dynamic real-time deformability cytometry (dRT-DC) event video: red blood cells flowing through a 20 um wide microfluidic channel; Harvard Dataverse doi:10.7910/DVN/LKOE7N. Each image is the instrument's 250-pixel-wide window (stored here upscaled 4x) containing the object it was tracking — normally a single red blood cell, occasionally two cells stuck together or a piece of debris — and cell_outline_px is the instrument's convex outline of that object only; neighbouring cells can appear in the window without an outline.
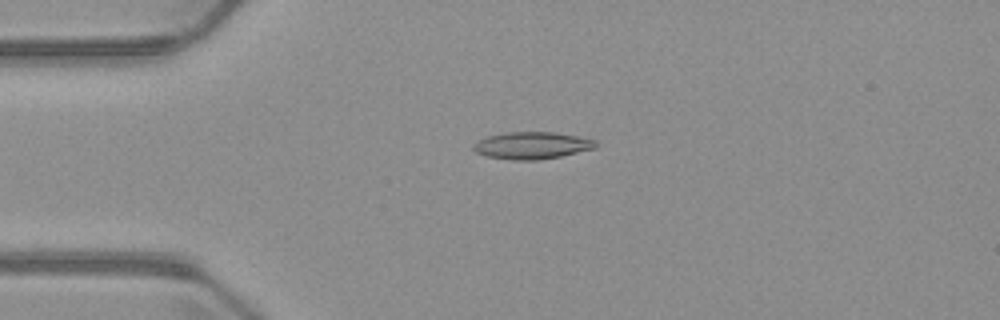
{"species": "common noctule bat (a hibernating species)", "species_latin": "Nyctalus noctula", "temperature_condition": "warm", "stored_images_in_passage": 3, "camera_frame_rate_fps": 3000, "um_per_image_px": 0.085, "animal": {"sex": "male", "body_mass_g": 23.1, "forearm_length_mm": 52.7}, "frame": {"image": 1, "passage_image": 2, "time_ms": 1.333, "image_size_px": [1000, 320], "cell_outline_px": [[596, 148], [560, 156], [536, 160], [512, 160], [488, 156], [476, 152], [472, 148], [472, 144], [488, 136], [508, 132], [556, 132], [596, 140]], "centroid_in_image_um": [45.21, 12.36], "position_along_channel_um": 39.8, "area_um2": 19.13}}